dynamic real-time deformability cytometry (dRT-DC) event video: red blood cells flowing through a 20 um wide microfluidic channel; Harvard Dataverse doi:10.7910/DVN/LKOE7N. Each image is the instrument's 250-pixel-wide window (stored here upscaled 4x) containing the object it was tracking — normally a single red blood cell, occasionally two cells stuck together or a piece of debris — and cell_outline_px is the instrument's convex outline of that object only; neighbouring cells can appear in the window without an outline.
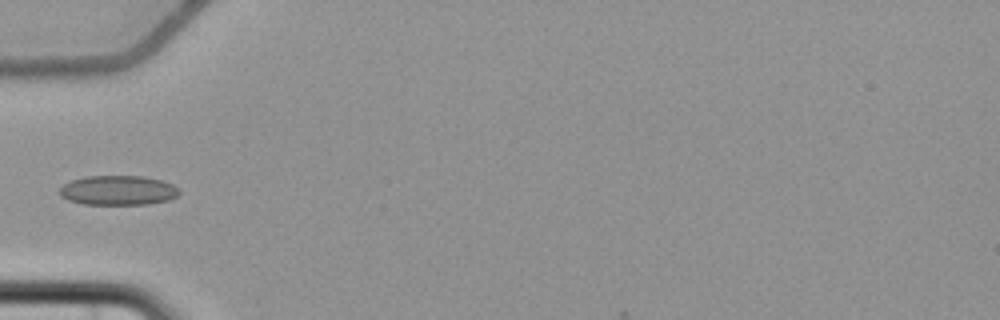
{"species": "common noctule bat (a hibernating species)", "species_latin": "Nyctalus noctula", "temperature_condition": "cold", "stored_images_in_passage": 6, "camera_frame_rate_fps": 3000, "um_per_image_px": 0.085, "animal": {"sex": "female", "body_mass_g": 22.7, "forearm_length_mm": 54.2}, "frame": {"image": 1, "passage_image": 4, "time_ms": 3.667, "image_size_px": [1000, 320], "cell_outline_px": [[180, 192], [176, 196], [168, 200], [148, 204], [84, 204], [68, 200], [60, 196], [60, 188], [64, 184], [72, 180], [84, 176], [144, 176], [164, 180], [180, 188]], "centroid_in_image_um": [10.06, 16.17], "position_along_channel_um": 74.9, "area_um2": 20.75}}
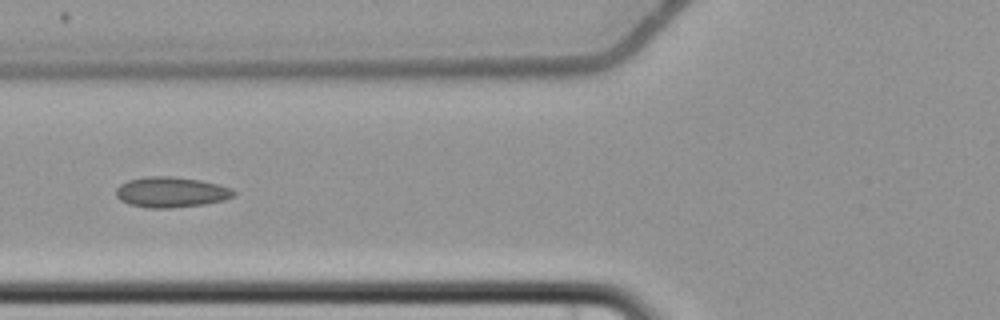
{"frame": {"image": 2, "passage_image": 5, "time_ms": 4.667, "image_size_px": [1000, 320], "cell_outline_px": [[236, 192], [232, 196], [224, 200], [204, 204], [172, 208], [148, 208], [128, 204], [120, 200], [116, 196], [116, 188], [120, 184], [128, 180], [144, 176], [172, 176], [200, 180], [232, 188]], "centroid_in_image_um": [14.51, 16.33], "position_along_channel_um": 111.3, "area_um2": 20.98}}
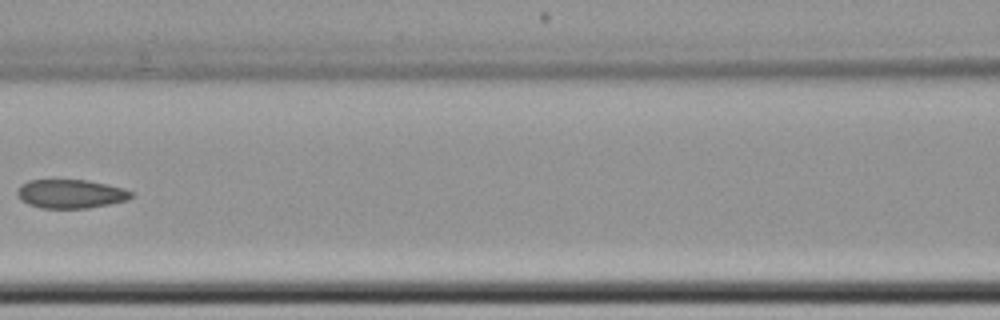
{"frame": {"image": 3, "passage_image": 6, "time_ms": 6.0, "image_size_px": [1000, 320], "cell_outline_px": [[136, 196], [128, 200], [88, 208], [40, 208], [28, 204], [20, 200], [16, 192], [20, 184], [28, 180], [88, 180], [124, 188], [132, 192]], "centroid_in_image_um": [6.01, 16.47], "position_along_channel_um": 160.6, "area_um2": 19.31}}